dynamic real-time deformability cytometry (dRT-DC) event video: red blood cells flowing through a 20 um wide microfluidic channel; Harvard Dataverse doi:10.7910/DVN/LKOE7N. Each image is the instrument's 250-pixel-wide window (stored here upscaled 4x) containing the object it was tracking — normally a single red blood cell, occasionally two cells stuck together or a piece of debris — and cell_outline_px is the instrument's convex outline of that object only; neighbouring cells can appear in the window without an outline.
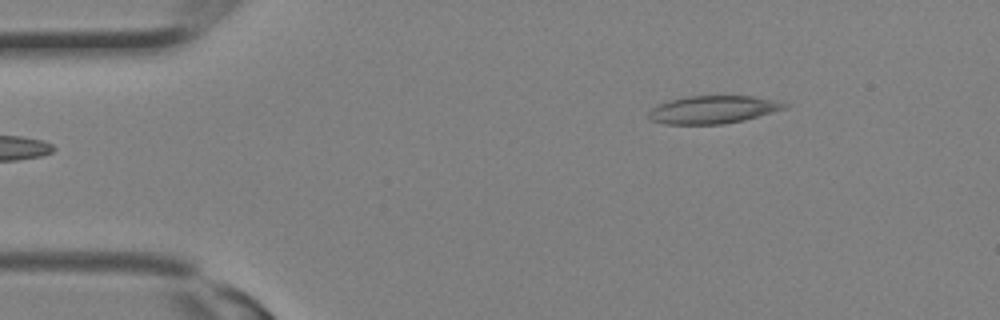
{"species": "Egyptian fruit bat (a non-hibernating species)", "species_latin": "Rousettus aegyptiacus", "temperature_condition": "room temperature", "stored_images_in_passage": 7, "camera_frame_rate_fps": 3000, "um_per_image_px": 0.085, "animal": {"sex": "female"}, "frame": {"image": 1, "passage_image": 1, "time_ms": 0.0, "image_size_px": [1000, 320], "cell_outline_px": [[792, 104], [788, 108], [744, 120], [724, 124], [664, 124], [648, 120], [648, 112], [652, 108], [660, 104], [672, 100], [688, 96], [752, 96], [776, 100]], "centroid_in_image_um": [60.65, 9.32], "position_along_channel_um": 24.4, "area_um2": 22.14}}
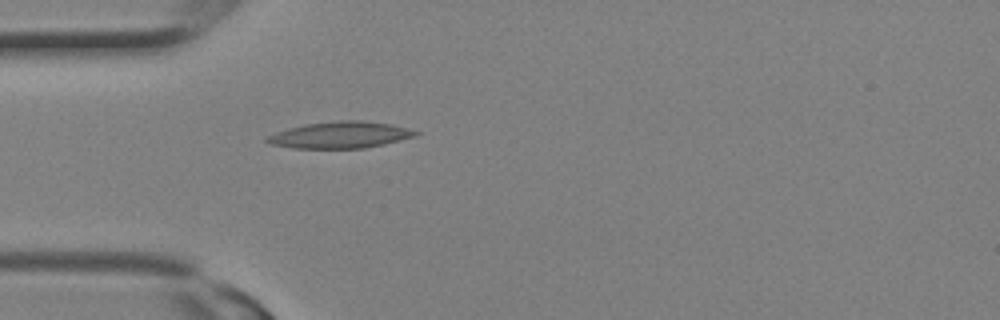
{"frame": {"image": 2, "passage_image": 5, "time_ms": 1.333, "image_size_px": [1000, 320], "cell_outline_px": [[420, 132], [416, 136], [384, 144], [364, 148], [292, 148], [272, 144], [264, 140], [268, 136], [276, 132], [288, 128], [304, 124], [340, 120], [364, 120], [392, 124]], "centroid_in_image_um": [28.93, 11.46], "position_along_channel_um": 56.1, "area_um2": 22.95}}
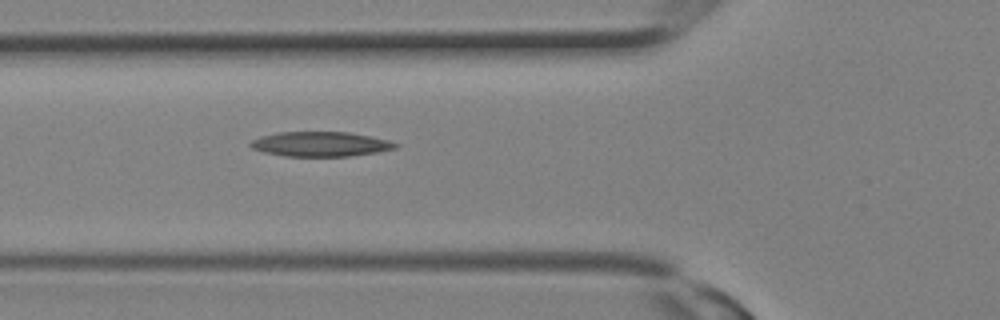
{"frame": {"image": 3, "passage_image": 7, "time_ms": 2.0, "image_size_px": [1000, 320], "cell_outline_px": [[400, 144], [396, 148], [376, 152], [348, 156], [284, 156], [264, 152], [252, 148], [248, 144], [252, 140], [260, 136], [276, 132], [348, 132], [388, 140]], "centroid_in_image_um": [27.2, 12.24], "position_along_channel_um": 98.6, "area_um2": 20.81}}